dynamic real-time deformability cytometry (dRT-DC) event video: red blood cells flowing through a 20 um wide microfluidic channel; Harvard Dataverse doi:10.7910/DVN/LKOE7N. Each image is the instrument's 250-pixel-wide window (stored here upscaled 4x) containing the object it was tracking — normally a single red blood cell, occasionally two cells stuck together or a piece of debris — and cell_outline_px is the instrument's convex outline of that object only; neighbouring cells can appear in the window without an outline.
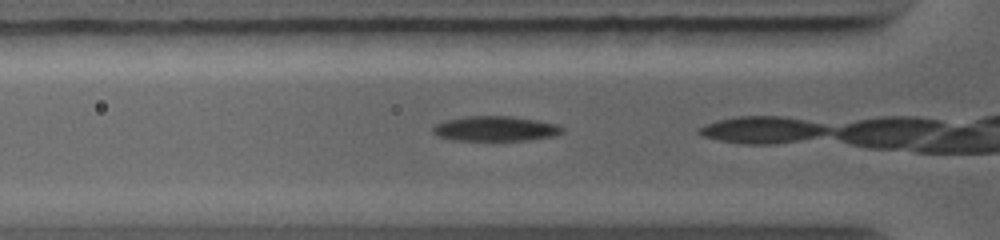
{"species": "common noctule bat (a hibernating species)", "species_latin": "Nyctalus noctula", "temperature_condition": "warm", "stored_images_in_passage": 3, "camera_frame_rate_fps": 5000, "um_per_image_px": 0.085, "animal": {"sex": "female", "body_mass_g": 19.0, "forearm_length_mm": 56.7}, "frame": {"image": 1, "passage_image": 2, "time_ms": 0.4, "image_size_px": [1000, 240], "cell_outline_px": [[564, 132], [556, 136], [528, 140], [452, 140], [440, 136], [432, 132], [432, 128], [436, 124], [448, 120], [464, 116], [512, 116], [560, 124], [564, 128]], "centroid_in_image_um": [42.18, 10.93], "position_along_channel_um": 83.6, "area_um2": 18.9}}